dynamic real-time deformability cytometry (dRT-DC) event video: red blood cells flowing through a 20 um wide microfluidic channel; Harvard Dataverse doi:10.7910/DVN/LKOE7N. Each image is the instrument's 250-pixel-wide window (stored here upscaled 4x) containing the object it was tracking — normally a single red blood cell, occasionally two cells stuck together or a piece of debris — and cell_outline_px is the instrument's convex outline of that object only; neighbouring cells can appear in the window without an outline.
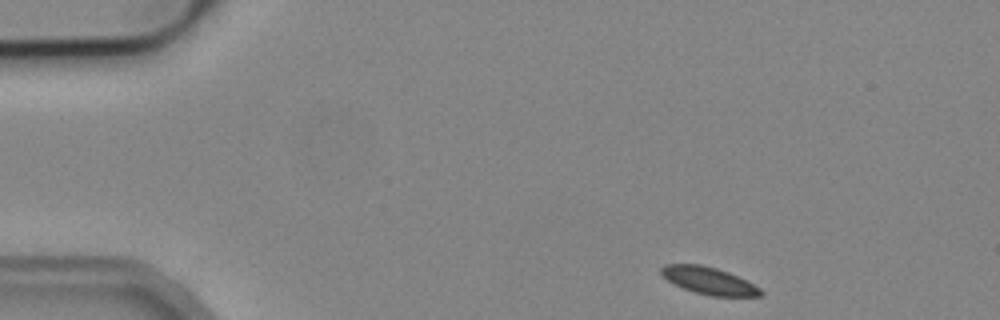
{"species": "common noctule bat (a hibernating species)", "species_latin": "Nyctalus noctula", "temperature_condition": "cold", "stored_images_in_passage": 3, "camera_frame_rate_fps": 3000, "um_per_image_px": 0.085, "animal": {"sex": "male", "body_mass_g": 19.2, "forearm_length_mm": 51.8}, "frame": {"image": 1, "passage_image": 1, "time_ms": 0.0, "image_size_px": [1000, 320], "cell_outline_px": [[764, 296], [712, 296], [696, 292], [684, 288], [668, 280], [660, 272], [660, 268], [664, 264], [700, 264], [716, 268], [728, 272], [760, 288], [764, 292]], "centroid_in_image_um": [60.26, 23.85], "position_along_channel_um": 24.7, "area_um2": 15.49}}